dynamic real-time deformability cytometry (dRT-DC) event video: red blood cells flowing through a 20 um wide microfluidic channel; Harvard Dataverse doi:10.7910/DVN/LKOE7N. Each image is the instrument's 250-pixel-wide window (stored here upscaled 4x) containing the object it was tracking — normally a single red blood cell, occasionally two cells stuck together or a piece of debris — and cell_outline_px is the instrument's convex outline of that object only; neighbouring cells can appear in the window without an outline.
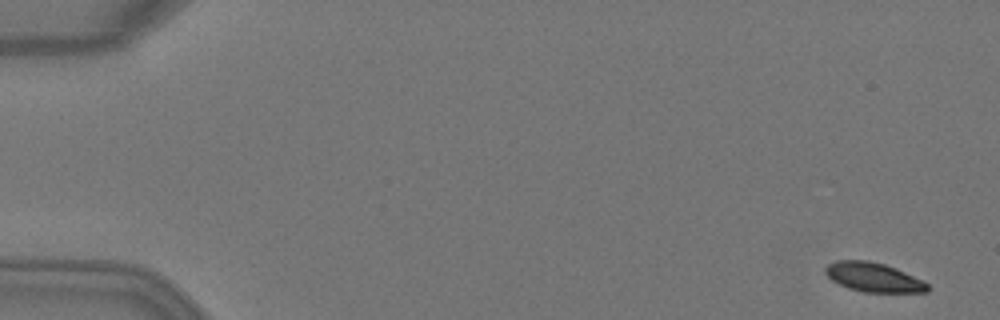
{"species": "Egyptian fruit bat (a non-hibernating species)", "species_latin": "Rousettus aegyptiacus", "temperature_condition": "warm", "stored_images_in_passage": 6, "camera_frame_rate_fps": 3000, "um_per_image_px": 0.085, "animal": {"sex": "female"}, "frame": {"image": 1, "passage_image": 1, "time_ms": 0.0, "image_size_px": [1000, 320], "cell_outline_px": [[932, 288], [928, 292], [864, 292], [848, 288], [832, 280], [824, 272], [824, 268], [828, 264], [836, 260], [868, 260], [884, 264], [896, 268], [924, 280]], "centroid_in_image_um": [74.28, 23.56], "position_along_channel_um": 10.7, "area_um2": 17.57}}
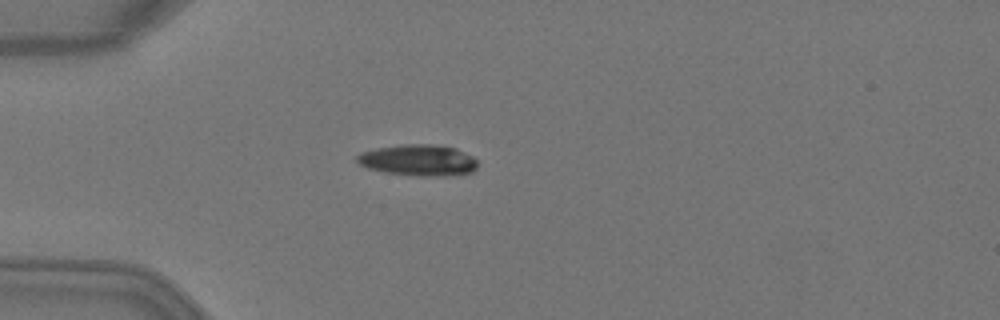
{"frame": {"image": 2, "passage_image": 6, "time_ms": 1.667, "image_size_px": [1000, 320], "cell_outline_px": [[476, 168], [472, 172], [444, 176], [420, 176], [384, 172], [368, 168], [360, 164], [356, 160], [356, 156], [360, 152], [376, 148], [400, 144], [432, 144], [456, 148], [472, 156], [476, 160]], "centroid_in_image_um": [35.53, 13.61], "position_along_channel_um": 49.5, "area_um2": 21.96}}